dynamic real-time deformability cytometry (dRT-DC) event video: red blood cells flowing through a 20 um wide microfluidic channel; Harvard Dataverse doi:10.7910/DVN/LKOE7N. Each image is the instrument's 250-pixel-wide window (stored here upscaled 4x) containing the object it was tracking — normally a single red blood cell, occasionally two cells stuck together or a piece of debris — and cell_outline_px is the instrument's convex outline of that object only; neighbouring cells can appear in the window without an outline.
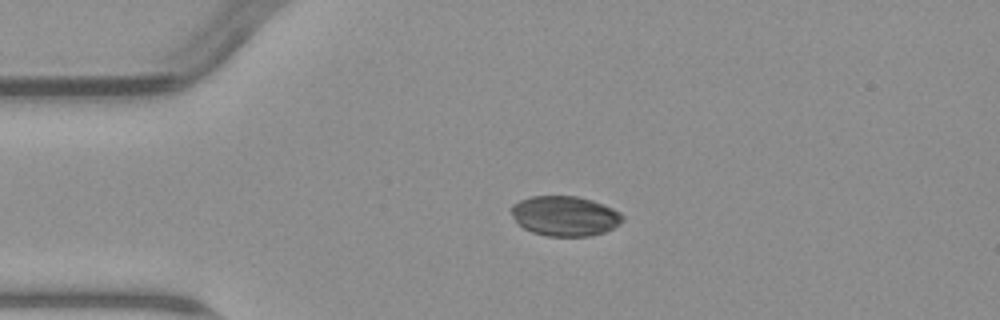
{"species": "common noctule bat (a hibernating species)", "species_latin": "Nyctalus noctula", "temperature_condition": "warm", "stored_images_in_passage": 3, "camera_frame_rate_fps": 3000, "um_per_image_px": 0.085, "animal": {"sex": "male", "body_mass_g": 23.1, "forearm_length_mm": 52.7}, "frame": {"image": 1, "passage_image": 2, "time_ms": 1.0, "image_size_px": [1000, 320], "cell_outline_px": [[624, 220], [620, 224], [604, 232], [588, 236], [548, 236], [532, 232], [524, 228], [512, 216], [512, 204], [520, 200], [532, 196], [576, 196], [592, 200], [604, 204], [620, 212], [624, 216]], "centroid_in_image_um": [48.04, 18.35], "position_along_channel_um": 37.0, "area_um2": 25.84}}